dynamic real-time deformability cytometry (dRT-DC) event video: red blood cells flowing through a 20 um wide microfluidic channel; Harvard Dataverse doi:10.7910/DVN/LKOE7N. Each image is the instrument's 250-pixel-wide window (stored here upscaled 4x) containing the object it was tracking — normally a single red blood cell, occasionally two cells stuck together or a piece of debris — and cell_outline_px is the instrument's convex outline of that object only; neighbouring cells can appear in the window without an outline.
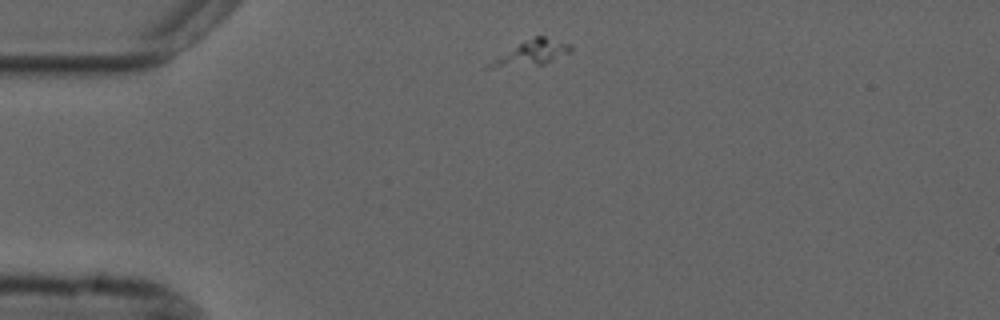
{"species": "common noctule bat (a hibernating species)", "species_latin": "Nyctalus noctula", "temperature_condition": "cold", "stored_images_in_passage": 33, "camera_frame_rate_fps": 3000, "um_per_image_px": 0.085, "animal": {"sex": "male", "forearm_length_mm": 52.5}, "frame": {"image": 1, "passage_image": 1, "time_ms": 0.0, "image_size_px": [1000, 320], "cell_outline_px": [[572, 48], [568, 52], [544, 64], [488, 68], [484, 68], [484, 64], [524, 40], [536, 36], [544, 36], [572, 44]], "centroid_in_image_um": [45.12, 4.49], "position_along_channel_um": 39.9, "area_um2": 11.68}}
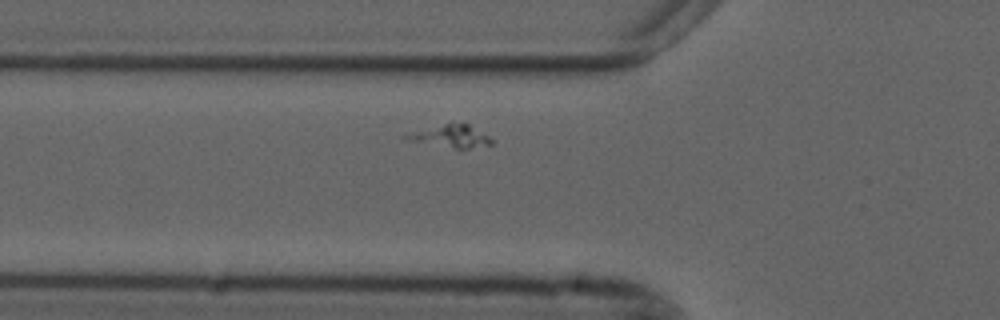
{"frame": {"image": 2, "passage_image": 8, "time_ms": 2.333, "image_size_px": [1000, 320], "cell_outline_px": [[492, 144], [468, 148], [456, 148], [404, 140], [404, 136], [416, 132], [444, 124], [468, 124], [488, 136], [492, 140]], "centroid_in_image_um": [38.35, 11.6], "position_along_channel_um": 87.4, "area_um2": 10.46}}
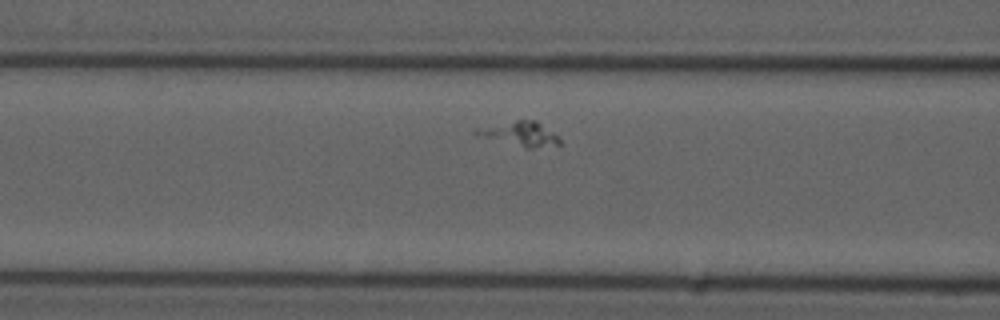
{"frame": {"image": 3, "passage_image": 11, "time_ms": 3.333, "image_size_px": [1000, 320], "cell_outline_px": [[560, 144], [532, 148], [524, 148], [476, 136], [472, 132], [476, 128], [516, 120], [536, 120], [552, 132], [560, 140]], "centroid_in_image_um": [44.13, 11.38], "position_along_channel_um": 122.5, "area_um2": 11.85}}